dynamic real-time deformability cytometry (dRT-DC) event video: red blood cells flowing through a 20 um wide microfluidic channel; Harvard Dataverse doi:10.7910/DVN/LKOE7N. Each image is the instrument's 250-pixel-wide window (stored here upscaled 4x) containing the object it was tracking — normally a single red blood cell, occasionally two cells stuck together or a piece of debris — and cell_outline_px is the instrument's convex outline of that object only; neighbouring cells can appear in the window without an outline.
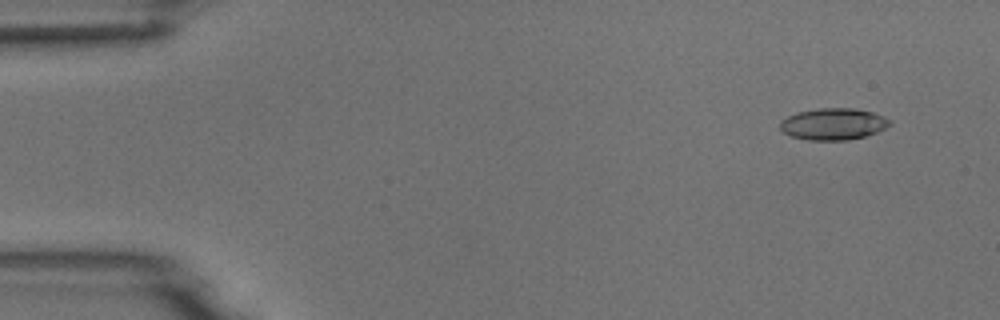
{"species": "common noctule bat (a hibernating species)", "species_latin": "Nyctalus noctula", "temperature_condition": "room temperature", "stored_images_in_passage": 4, "camera_frame_rate_fps": 3000, "um_per_image_px": 0.085, "animal": {"sex": "male", "body_mass_g": 18.8}, "frame": {"image": 1, "passage_image": 1, "time_ms": 0.0, "image_size_px": [1000, 320], "cell_outline_px": [[892, 124], [876, 132], [864, 136], [848, 140], [808, 140], [792, 136], [784, 132], [780, 128], [780, 120], [796, 112], [816, 108], [856, 108], [872, 112], [884, 116], [892, 120]], "centroid_in_image_um": [70.83, 10.53], "position_along_channel_um": 14.2, "area_um2": 20.35}}
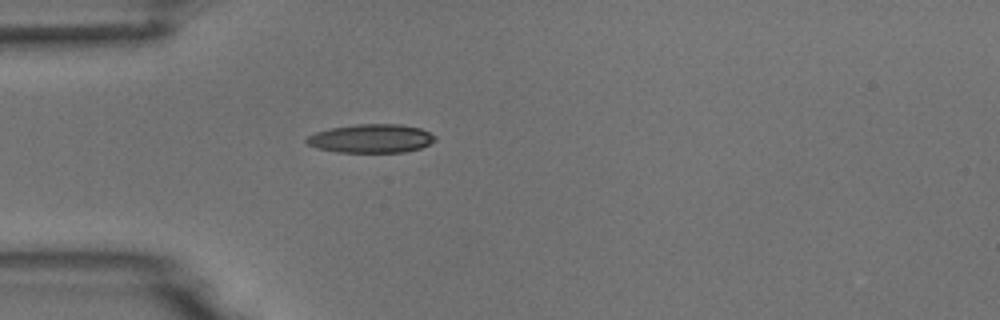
{"frame": {"image": 2, "passage_image": 4, "time_ms": 3.667, "image_size_px": [1000, 320], "cell_outline_px": [[436, 140], [420, 148], [404, 152], [336, 152], [320, 148], [308, 144], [304, 140], [308, 136], [316, 132], [332, 128], [356, 124], [400, 124], [420, 128], [436, 136]], "centroid_in_image_um": [31.56, 11.77], "position_along_channel_um": 53.4, "area_um2": 21.27}}